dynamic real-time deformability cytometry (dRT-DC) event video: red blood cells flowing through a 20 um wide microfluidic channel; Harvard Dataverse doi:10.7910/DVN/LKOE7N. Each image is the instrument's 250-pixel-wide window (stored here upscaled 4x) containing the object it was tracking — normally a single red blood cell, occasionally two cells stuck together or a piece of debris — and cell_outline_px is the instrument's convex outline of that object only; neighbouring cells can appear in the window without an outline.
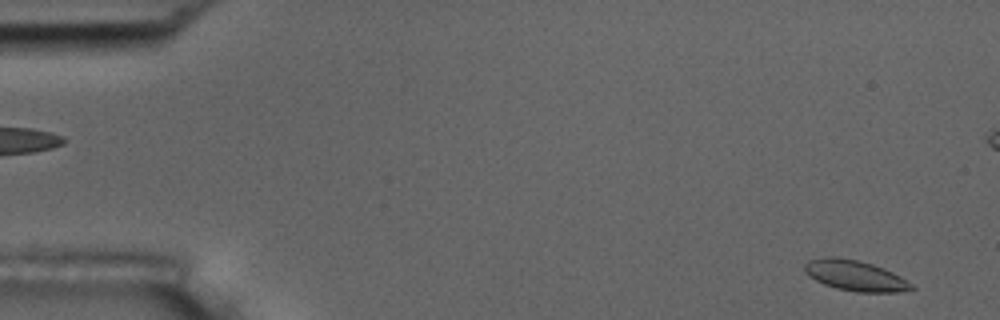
{"species": "common noctule bat (a hibernating species)", "species_latin": "Nyctalus noctula", "temperature_condition": "room temperature", "stored_images_in_passage": 6, "segment_of_instrument_passage": [2, 2], "camera_frame_rate_fps": 3000, "um_per_image_px": 0.085, "animal": {"sex": "male", "body_mass_g": 17.5, "forearm_length_mm": 52.3}, "frame": {"image": 1, "passage_image": 6, "time_ms": 5.667, "image_size_px": [1000, 320], "cell_outline_px": [[916, 288], [896, 292], [856, 292], [836, 288], [824, 284], [808, 276], [804, 272], [804, 264], [808, 260], [824, 256], [836, 256], [856, 260], [872, 264], [884, 268], [900, 276], [912, 284]], "centroid_in_image_um": [72.64, 23.41], "position_along_channel_um": 12.4, "area_um2": 19.07}}